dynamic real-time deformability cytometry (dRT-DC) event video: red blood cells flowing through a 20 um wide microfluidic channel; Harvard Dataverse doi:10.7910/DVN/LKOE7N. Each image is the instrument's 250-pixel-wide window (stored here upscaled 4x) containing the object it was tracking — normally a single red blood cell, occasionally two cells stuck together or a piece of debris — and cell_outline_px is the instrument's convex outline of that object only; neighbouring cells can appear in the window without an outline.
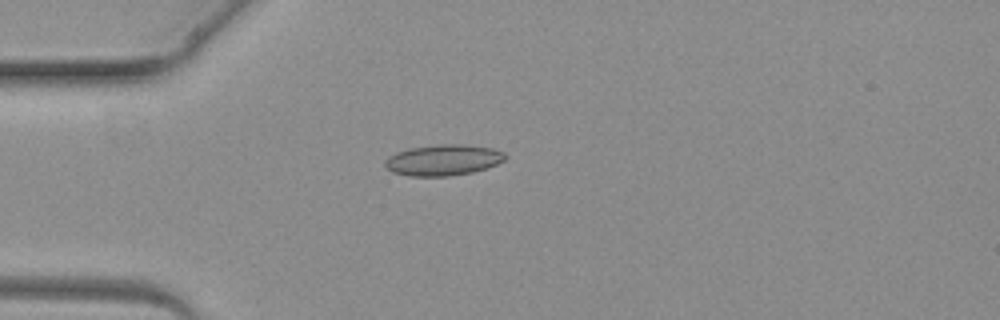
{"species": "common noctule bat (a hibernating species)", "species_latin": "Nyctalus noctula", "temperature_condition": "warm", "stored_images_in_passage": 2, "camera_frame_rate_fps": 3000, "um_per_image_px": 0.085, "animal": {"sex": "female", "body_mass_g": 19.3, "forearm_length_mm": 54.1}, "frame": {"image": 1, "passage_image": 2, "time_ms": 1.333, "image_size_px": [1000, 320], "cell_outline_px": [[508, 156], [504, 160], [496, 164], [472, 172], [448, 176], [408, 176], [392, 172], [384, 168], [384, 160], [388, 156], [396, 152], [408, 148], [440, 144], [464, 144], [492, 148], [504, 152]], "centroid_in_image_um": [37.62, 13.6], "position_along_channel_um": 47.4, "area_um2": 21.85}}